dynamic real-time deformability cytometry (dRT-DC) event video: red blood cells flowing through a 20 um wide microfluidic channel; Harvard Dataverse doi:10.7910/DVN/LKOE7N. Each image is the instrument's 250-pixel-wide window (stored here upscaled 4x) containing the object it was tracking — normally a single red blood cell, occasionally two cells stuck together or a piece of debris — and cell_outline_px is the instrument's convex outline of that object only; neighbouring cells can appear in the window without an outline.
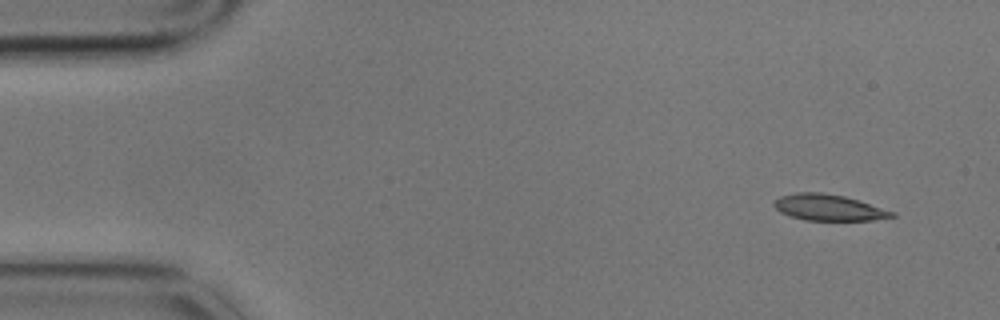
{"species": "common noctule bat (a hibernating species)", "species_latin": "Nyctalus noctula", "temperature_condition": "cold", "stored_images_in_passage": 2, "camera_frame_rate_fps": 3000, "um_per_image_px": 0.085, "animal": {"sex": "male", "body_mass_g": 17.9}, "frame": {"image": 1, "passage_image": 2, "time_ms": 0.333, "image_size_px": [1000, 320], "cell_outline_px": [[896, 216], [872, 220], [804, 220], [788, 216], [780, 212], [772, 204], [780, 196], [796, 192], [820, 192], [844, 196], [860, 200], [896, 212]], "centroid_in_image_um": [70.44, 17.64], "position_along_channel_um": 14.6, "area_um2": 18.09}}